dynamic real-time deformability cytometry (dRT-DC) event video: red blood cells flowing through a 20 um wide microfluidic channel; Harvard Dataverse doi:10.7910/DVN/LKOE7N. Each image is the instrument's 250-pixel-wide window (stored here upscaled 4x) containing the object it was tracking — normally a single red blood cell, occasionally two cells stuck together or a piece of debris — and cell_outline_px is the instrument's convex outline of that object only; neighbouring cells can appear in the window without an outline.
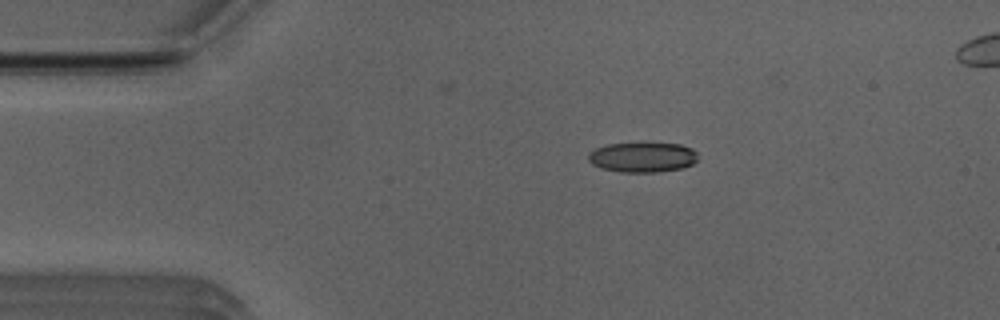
{"species": "Egyptian fruit bat (a non-hibernating species)", "species_latin": "Rousettus aegyptiacus", "temperature_condition": "room temperature", "stored_images_in_passage": 43, "camera_frame_rate_fps": 3000, "um_per_image_px": 0.085, "animal": {"sex": "male"}, "frame": {"image": 1, "passage_image": 1, "time_ms": 0.0, "image_size_px": [1000, 320], "cell_outline_px": [[696, 160], [692, 164], [680, 168], [656, 172], [620, 172], [600, 168], [592, 164], [588, 160], [588, 152], [596, 148], [608, 144], [644, 140], [680, 144], [692, 148], [696, 152]], "centroid_in_image_um": [54.58, 13.31], "position_along_channel_um": 30.4, "area_um2": 19.94}}
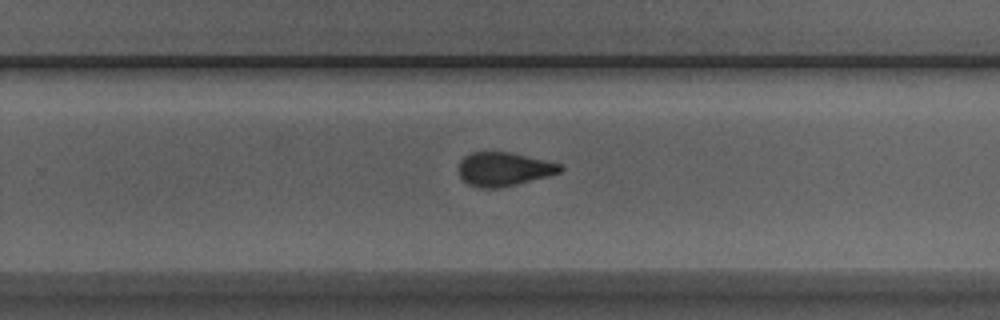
{"frame": {"image": 2, "passage_image": 24, "time_ms": 7.667, "image_size_px": [1000, 320], "cell_outline_px": [[564, 168], [560, 172], [548, 176], [516, 184], [496, 188], [480, 188], [468, 184], [460, 176], [460, 160], [464, 156], [472, 152], [508, 152], [544, 160], [560, 164]], "centroid_in_image_um": [42.81, 14.37], "position_along_channel_um": 287.0, "area_um2": 19.65}}
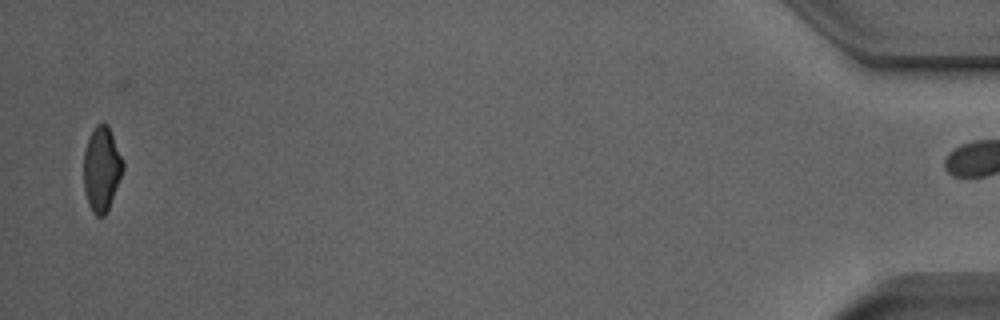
{"frame": {"image": 3, "passage_image": 42, "time_ms": 13.667, "image_size_px": [1000, 320], "cell_outline_px": [[124, 168], [108, 208], [104, 216], [96, 216], [92, 212], [88, 204], [84, 188], [84, 152], [88, 140], [96, 124], [108, 124], [124, 160]], "centroid_in_image_um": [8.65, 14.35], "position_along_channel_um": 426.6, "area_um2": 19.19}, "authors_computed_cell_mechanics": {"area_um2": 20.519, "velocity_mm_per_s": 3.951, "shape_relaxation_time_tau1_ms": 5.0071, "shape_relaxation_time_tau2_ms": 1.5233, "deformation_change_tau1": 0.1458, "deformation_change_tau2": 0.0829}}